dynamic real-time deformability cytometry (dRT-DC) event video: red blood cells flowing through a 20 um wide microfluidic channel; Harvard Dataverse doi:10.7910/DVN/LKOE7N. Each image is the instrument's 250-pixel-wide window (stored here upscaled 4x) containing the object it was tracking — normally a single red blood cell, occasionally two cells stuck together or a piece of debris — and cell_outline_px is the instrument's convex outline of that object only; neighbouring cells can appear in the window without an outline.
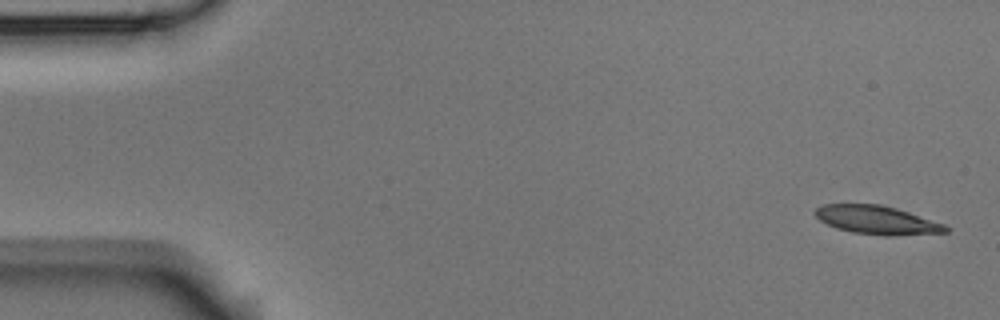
{"species": "Egyptian fruit bat (a non-hibernating species)", "species_latin": "Rousettus aegyptiacus", "temperature_condition": "room temperature", "stored_images_in_passage": 5, "segment_of_instrument_passage": [1, 2], "camera_frame_rate_fps": 3000, "um_per_image_px": 0.085, "animal": {"sex": "male"}, "frame": {"image": 1, "passage_image": 1, "time_ms": 0.0, "image_size_px": [1000, 320], "cell_outline_px": [[948, 232], [852, 232], [836, 228], [820, 220], [812, 212], [816, 208], [824, 204], [880, 204], [908, 212], [944, 224], [948, 228]], "centroid_in_image_um": [74.39, 18.62], "position_along_channel_um": 10.6, "area_um2": 20.06}}
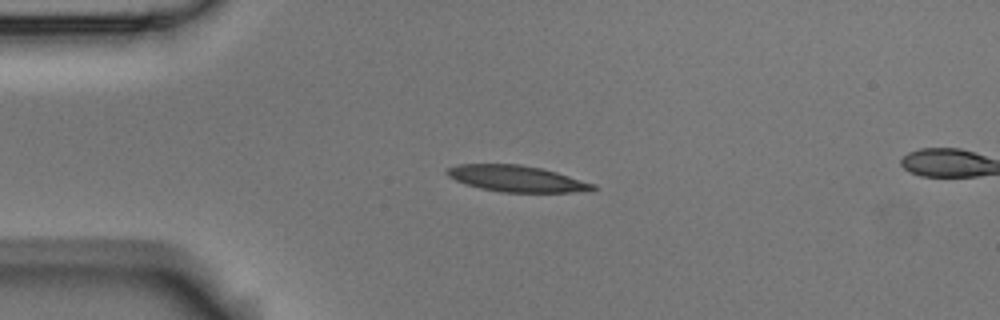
{"frame": {"image": 2, "passage_image": 4, "time_ms": 3.667, "image_size_px": [1000, 320], "cell_outline_px": [[596, 188], [572, 192], [500, 192], [480, 188], [464, 184], [448, 176], [444, 172], [448, 168], [456, 164], [520, 164], [540, 168], [556, 172], [596, 184]], "centroid_in_image_um": [43.85, 15.18], "position_along_channel_um": 41.2, "area_um2": 22.2}}